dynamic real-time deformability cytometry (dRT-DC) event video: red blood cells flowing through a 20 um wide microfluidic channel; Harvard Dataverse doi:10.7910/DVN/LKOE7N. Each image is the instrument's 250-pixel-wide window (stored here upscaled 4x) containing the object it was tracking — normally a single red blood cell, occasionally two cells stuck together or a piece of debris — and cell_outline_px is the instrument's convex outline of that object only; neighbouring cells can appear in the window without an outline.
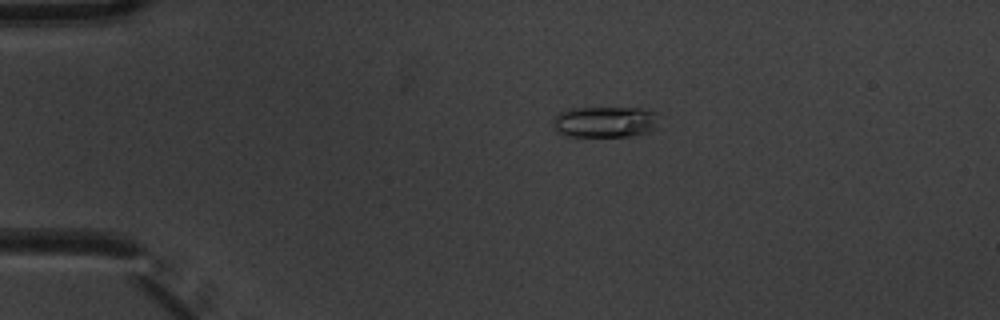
{"species": "common noctule bat (a hibernating species)", "species_latin": "Nyctalus noctula", "temperature_condition": "warm", "stored_images_in_passage": 7, "camera_frame_rate_fps": 3000, "um_per_image_px": 0.085, "animal": {"sex": "male", "body_mass_g": 20.1, "forearm_length_mm": 53.5}, "frame": {"image": 1, "passage_image": 4, "time_ms": 1.0, "image_size_px": [1000, 320], "cell_outline_px": [[656, 128], [648, 132], [632, 136], [568, 136], [556, 132], [556, 116], [560, 112], [572, 108], [640, 108], [652, 112]], "centroid_in_image_um": [51.4, 10.37], "position_along_channel_um": 33.6, "area_um2": 18.61}}
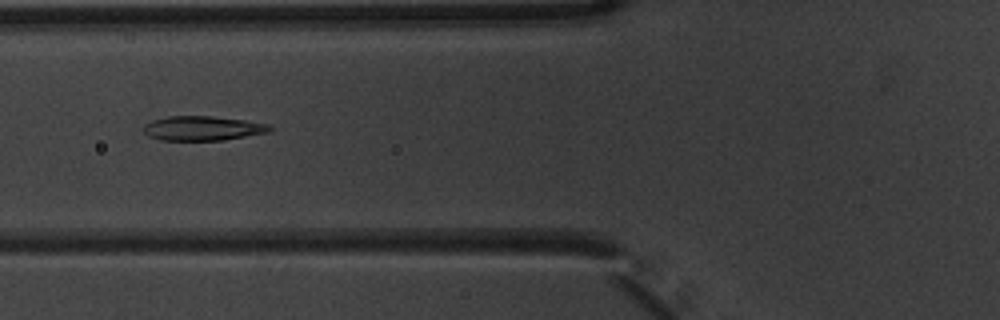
{"frame": {"image": 2, "passage_image": 7, "time_ms": 2.0, "image_size_px": [1000, 320], "cell_outline_px": [[272, 128], [268, 132], [224, 140], [160, 140], [148, 136], [144, 132], [144, 124], [152, 120], [168, 116], [212, 116], [244, 120], [268, 124]], "centroid_in_image_um": [17.19, 10.9], "position_along_channel_um": 108.6, "area_um2": 17.92}}